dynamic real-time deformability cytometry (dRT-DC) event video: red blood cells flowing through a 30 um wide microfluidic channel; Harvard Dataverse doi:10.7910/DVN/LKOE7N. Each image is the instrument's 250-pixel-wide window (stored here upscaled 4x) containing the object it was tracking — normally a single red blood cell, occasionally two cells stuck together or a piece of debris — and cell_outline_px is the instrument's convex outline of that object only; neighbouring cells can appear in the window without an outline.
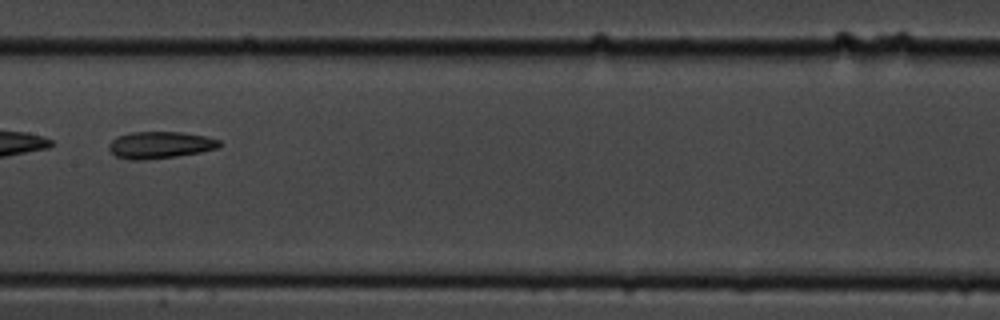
{"species": "common noctule bat (a hibernating species)", "species_latin": "Nyctalus noctula", "temperature_condition": "cold", "stored_images_in_passage": 55, "camera_frame_rate_fps": 3000, "um_per_image_px": 0.085, "animal": {"sex": "male", "body_mass_g": 19.5, "forearm_length_mm": 54.6}, "frame": {"image": 1, "passage_image": 29, "time_ms": 9.333, "image_size_px": [1000, 320], "cell_outline_px": [[220, 144], [216, 148], [200, 152], [176, 156], [144, 160], [128, 160], [116, 156], [108, 148], [108, 144], [116, 136], [132, 132], [180, 132], [204, 136], [220, 140]], "centroid_in_image_um": [13.55, 12.32], "position_along_channel_um": 193.9, "area_um2": 17.22}}
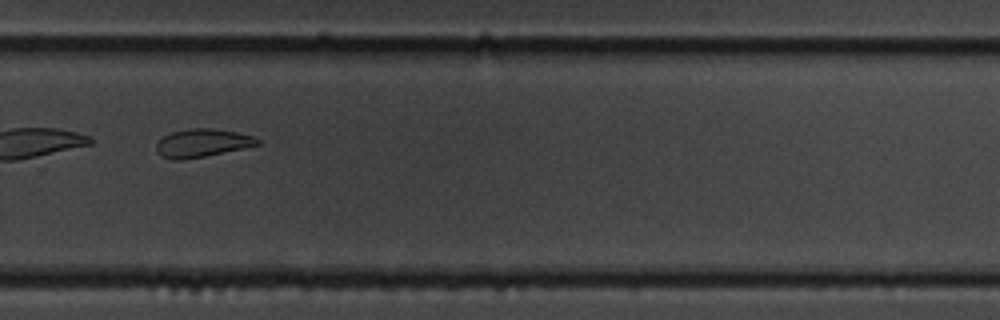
{"frame": {"image": 2, "passage_image": 39, "time_ms": 12.667, "image_size_px": [1000, 320], "cell_outline_px": [[260, 144], [244, 148], [204, 156], [180, 160], [172, 160], [160, 156], [156, 152], [156, 144], [164, 136], [172, 132], [188, 128], [212, 128], [236, 132], [252, 136], [260, 140]], "centroid_in_image_um": [17.16, 12.16], "position_along_channel_um": 312.6, "area_um2": 16.53}}
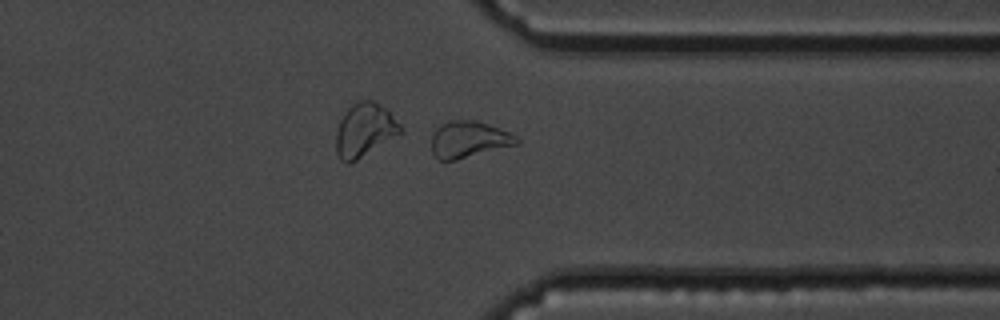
{"frame": {"image": 3, "passage_image": 44, "time_ms": 14.333, "image_size_px": [1000, 320], "cell_outline_px": [[520, 144], [456, 160], [440, 160], [432, 152], [432, 136], [436, 128], [452, 120], [476, 120], [500, 128], [516, 136], [520, 140]], "centroid_in_image_um": [39.89, 11.86], "position_along_channel_um": 371.5, "area_um2": 18.09}}